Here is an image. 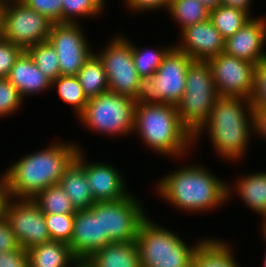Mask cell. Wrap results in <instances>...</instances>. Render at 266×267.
I'll return each mask as SVG.
<instances>
[{"label": "cell", "mask_w": 266, "mask_h": 267, "mask_svg": "<svg viewBox=\"0 0 266 267\" xmlns=\"http://www.w3.org/2000/svg\"><path fill=\"white\" fill-rule=\"evenodd\" d=\"M79 149L73 143H57L18 160L4 173L8 197L32 199L39 191L58 184Z\"/></svg>", "instance_id": "cell-1"}, {"label": "cell", "mask_w": 266, "mask_h": 267, "mask_svg": "<svg viewBox=\"0 0 266 267\" xmlns=\"http://www.w3.org/2000/svg\"><path fill=\"white\" fill-rule=\"evenodd\" d=\"M204 128L208 130L219 156L230 161L241 159L249 145L250 133L254 131L251 101L241 97L219 96L208 119L193 135V141Z\"/></svg>", "instance_id": "cell-2"}, {"label": "cell", "mask_w": 266, "mask_h": 267, "mask_svg": "<svg viewBox=\"0 0 266 267\" xmlns=\"http://www.w3.org/2000/svg\"><path fill=\"white\" fill-rule=\"evenodd\" d=\"M231 187L202 166H186L166 175L158 183V193L176 208L205 211L222 205L229 198Z\"/></svg>", "instance_id": "cell-3"}, {"label": "cell", "mask_w": 266, "mask_h": 267, "mask_svg": "<svg viewBox=\"0 0 266 267\" xmlns=\"http://www.w3.org/2000/svg\"><path fill=\"white\" fill-rule=\"evenodd\" d=\"M133 130L152 151L164 156H183L194 142L173 104L136 103Z\"/></svg>", "instance_id": "cell-4"}, {"label": "cell", "mask_w": 266, "mask_h": 267, "mask_svg": "<svg viewBox=\"0 0 266 267\" xmlns=\"http://www.w3.org/2000/svg\"><path fill=\"white\" fill-rule=\"evenodd\" d=\"M178 235L146 217L140 224L136 243L141 267H192L195 250Z\"/></svg>", "instance_id": "cell-5"}, {"label": "cell", "mask_w": 266, "mask_h": 267, "mask_svg": "<svg viewBox=\"0 0 266 267\" xmlns=\"http://www.w3.org/2000/svg\"><path fill=\"white\" fill-rule=\"evenodd\" d=\"M192 61L173 46L153 75L139 78L136 103L177 105L185 92L186 74Z\"/></svg>", "instance_id": "cell-6"}, {"label": "cell", "mask_w": 266, "mask_h": 267, "mask_svg": "<svg viewBox=\"0 0 266 267\" xmlns=\"http://www.w3.org/2000/svg\"><path fill=\"white\" fill-rule=\"evenodd\" d=\"M218 97L209 63L193 60L186 74L185 92L176 105L181 123L192 135L208 119Z\"/></svg>", "instance_id": "cell-7"}, {"label": "cell", "mask_w": 266, "mask_h": 267, "mask_svg": "<svg viewBox=\"0 0 266 267\" xmlns=\"http://www.w3.org/2000/svg\"><path fill=\"white\" fill-rule=\"evenodd\" d=\"M136 101L128 96L105 92L91 97L78 117L81 124L103 134L134 133Z\"/></svg>", "instance_id": "cell-8"}, {"label": "cell", "mask_w": 266, "mask_h": 267, "mask_svg": "<svg viewBox=\"0 0 266 267\" xmlns=\"http://www.w3.org/2000/svg\"><path fill=\"white\" fill-rule=\"evenodd\" d=\"M0 20L1 37L24 51L46 42L54 24L20 0H0Z\"/></svg>", "instance_id": "cell-9"}, {"label": "cell", "mask_w": 266, "mask_h": 267, "mask_svg": "<svg viewBox=\"0 0 266 267\" xmlns=\"http://www.w3.org/2000/svg\"><path fill=\"white\" fill-rule=\"evenodd\" d=\"M96 55L104 65L109 91L135 100L140 76L135 69L132 43L120 35Z\"/></svg>", "instance_id": "cell-10"}, {"label": "cell", "mask_w": 266, "mask_h": 267, "mask_svg": "<svg viewBox=\"0 0 266 267\" xmlns=\"http://www.w3.org/2000/svg\"><path fill=\"white\" fill-rule=\"evenodd\" d=\"M13 200L11 197L7 199L3 216L20 247L28 250L32 246L51 241L45 214L37 204L28 198H19V201H14V203Z\"/></svg>", "instance_id": "cell-11"}, {"label": "cell", "mask_w": 266, "mask_h": 267, "mask_svg": "<svg viewBox=\"0 0 266 267\" xmlns=\"http://www.w3.org/2000/svg\"><path fill=\"white\" fill-rule=\"evenodd\" d=\"M140 203L130 194L119 201L101 202L102 235L111 243L136 241L139 226L147 216Z\"/></svg>", "instance_id": "cell-12"}, {"label": "cell", "mask_w": 266, "mask_h": 267, "mask_svg": "<svg viewBox=\"0 0 266 267\" xmlns=\"http://www.w3.org/2000/svg\"><path fill=\"white\" fill-rule=\"evenodd\" d=\"M219 96L250 98L256 64L225 52L207 60Z\"/></svg>", "instance_id": "cell-13"}, {"label": "cell", "mask_w": 266, "mask_h": 267, "mask_svg": "<svg viewBox=\"0 0 266 267\" xmlns=\"http://www.w3.org/2000/svg\"><path fill=\"white\" fill-rule=\"evenodd\" d=\"M59 58L60 75L77 76L93 54L83 30L75 23H54L47 40Z\"/></svg>", "instance_id": "cell-14"}, {"label": "cell", "mask_w": 266, "mask_h": 267, "mask_svg": "<svg viewBox=\"0 0 266 267\" xmlns=\"http://www.w3.org/2000/svg\"><path fill=\"white\" fill-rule=\"evenodd\" d=\"M110 243L107 237L102 235L101 202H95L87 210L76 211L69 246L73 256L80 263Z\"/></svg>", "instance_id": "cell-15"}, {"label": "cell", "mask_w": 266, "mask_h": 267, "mask_svg": "<svg viewBox=\"0 0 266 267\" xmlns=\"http://www.w3.org/2000/svg\"><path fill=\"white\" fill-rule=\"evenodd\" d=\"M79 149L75 160L84 168L95 202L119 201L129 195L123 177L112 165L84 161ZM89 163V164H88Z\"/></svg>", "instance_id": "cell-16"}, {"label": "cell", "mask_w": 266, "mask_h": 267, "mask_svg": "<svg viewBox=\"0 0 266 267\" xmlns=\"http://www.w3.org/2000/svg\"><path fill=\"white\" fill-rule=\"evenodd\" d=\"M182 44L174 45L193 60L207 61L224 52L225 39L210 19L181 30Z\"/></svg>", "instance_id": "cell-17"}, {"label": "cell", "mask_w": 266, "mask_h": 267, "mask_svg": "<svg viewBox=\"0 0 266 267\" xmlns=\"http://www.w3.org/2000/svg\"><path fill=\"white\" fill-rule=\"evenodd\" d=\"M266 42V21L252 18L234 35L225 39L224 52L236 58L257 64L266 60L264 43Z\"/></svg>", "instance_id": "cell-18"}, {"label": "cell", "mask_w": 266, "mask_h": 267, "mask_svg": "<svg viewBox=\"0 0 266 267\" xmlns=\"http://www.w3.org/2000/svg\"><path fill=\"white\" fill-rule=\"evenodd\" d=\"M7 79L23 98L52 87V81L37 67L27 51L16 59Z\"/></svg>", "instance_id": "cell-19"}, {"label": "cell", "mask_w": 266, "mask_h": 267, "mask_svg": "<svg viewBox=\"0 0 266 267\" xmlns=\"http://www.w3.org/2000/svg\"><path fill=\"white\" fill-rule=\"evenodd\" d=\"M83 264L87 267H141L136 241L107 244L92 254Z\"/></svg>", "instance_id": "cell-20"}, {"label": "cell", "mask_w": 266, "mask_h": 267, "mask_svg": "<svg viewBox=\"0 0 266 267\" xmlns=\"http://www.w3.org/2000/svg\"><path fill=\"white\" fill-rule=\"evenodd\" d=\"M58 184L76 211L87 210L95 203L85 170L75 159L65 169Z\"/></svg>", "instance_id": "cell-21"}, {"label": "cell", "mask_w": 266, "mask_h": 267, "mask_svg": "<svg viewBox=\"0 0 266 267\" xmlns=\"http://www.w3.org/2000/svg\"><path fill=\"white\" fill-rule=\"evenodd\" d=\"M29 267H69L80 262L73 256L70 246L64 242L49 241L27 250Z\"/></svg>", "instance_id": "cell-22"}, {"label": "cell", "mask_w": 266, "mask_h": 267, "mask_svg": "<svg viewBox=\"0 0 266 267\" xmlns=\"http://www.w3.org/2000/svg\"><path fill=\"white\" fill-rule=\"evenodd\" d=\"M231 250L223 241L204 239L195 250L192 267H239Z\"/></svg>", "instance_id": "cell-23"}, {"label": "cell", "mask_w": 266, "mask_h": 267, "mask_svg": "<svg viewBox=\"0 0 266 267\" xmlns=\"http://www.w3.org/2000/svg\"><path fill=\"white\" fill-rule=\"evenodd\" d=\"M248 207L266 218V172L238 178L235 188Z\"/></svg>", "instance_id": "cell-24"}, {"label": "cell", "mask_w": 266, "mask_h": 267, "mask_svg": "<svg viewBox=\"0 0 266 267\" xmlns=\"http://www.w3.org/2000/svg\"><path fill=\"white\" fill-rule=\"evenodd\" d=\"M77 77L88 99L109 91L104 65L95 53L85 62Z\"/></svg>", "instance_id": "cell-25"}, {"label": "cell", "mask_w": 266, "mask_h": 267, "mask_svg": "<svg viewBox=\"0 0 266 267\" xmlns=\"http://www.w3.org/2000/svg\"><path fill=\"white\" fill-rule=\"evenodd\" d=\"M252 18L251 15L240 9L230 8L223 5L210 10L209 16L214 27L220 32L224 39L234 35Z\"/></svg>", "instance_id": "cell-26"}, {"label": "cell", "mask_w": 266, "mask_h": 267, "mask_svg": "<svg viewBox=\"0 0 266 267\" xmlns=\"http://www.w3.org/2000/svg\"><path fill=\"white\" fill-rule=\"evenodd\" d=\"M32 200L44 214H75L76 209L59 184L39 191Z\"/></svg>", "instance_id": "cell-27"}, {"label": "cell", "mask_w": 266, "mask_h": 267, "mask_svg": "<svg viewBox=\"0 0 266 267\" xmlns=\"http://www.w3.org/2000/svg\"><path fill=\"white\" fill-rule=\"evenodd\" d=\"M168 12L181 25V30L209 19L210 11L199 0H170Z\"/></svg>", "instance_id": "cell-28"}, {"label": "cell", "mask_w": 266, "mask_h": 267, "mask_svg": "<svg viewBox=\"0 0 266 267\" xmlns=\"http://www.w3.org/2000/svg\"><path fill=\"white\" fill-rule=\"evenodd\" d=\"M51 86L57 88L58 95L62 101L73 106L78 117L83 113L89 99L84 94L77 76L60 75L52 81Z\"/></svg>", "instance_id": "cell-29"}, {"label": "cell", "mask_w": 266, "mask_h": 267, "mask_svg": "<svg viewBox=\"0 0 266 267\" xmlns=\"http://www.w3.org/2000/svg\"><path fill=\"white\" fill-rule=\"evenodd\" d=\"M26 51L37 67L51 81L60 76V66L57 52L48 41L31 46Z\"/></svg>", "instance_id": "cell-30"}, {"label": "cell", "mask_w": 266, "mask_h": 267, "mask_svg": "<svg viewBox=\"0 0 266 267\" xmlns=\"http://www.w3.org/2000/svg\"><path fill=\"white\" fill-rule=\"evenodd\" d=\"M172 47L173 45L164 49L150 51L147 49L143 50L136 48V46H133L132 44L133 60L138 75L140 77L153 75Z\"/></svg>", "instance_id": "cell-31"}, {"label": "cell", "mask_w": 266, "mask_h": 267, "mask_svg": "<svg viewBox=\"0 0 266 267\" xmlns=\"http://www.w3.org/2000/svg\"><path fill=\"white\" fill-rule=\"evenodd\" d=\"M103 8L104 0H62V23H75L74 16H96Z\"/></svg>", "instance_id": "cell-32"}, {"label": "cell", "mask_w": 266, "mask_h": 267, "mask_svg": "<svg viewBox=\"0 0 266 267\" xmlns=\"http://www.w3.org/2000/svg\"><path fill=\"white\" fill-rule=\"evenodd\" d=\"M75 214H45L51 240L70 244Z\"/></svg>", "instance_id": "cell-33"}, {"label": "cell", "mask_w": 266, "mask_h": 267, "mask_svg": "<svg viewBox=\"0 0 266 267\" xmlns=\"http://www.w3.org/2000/svg\"><path fill=\"white\" fill-rule=\"evenodd\" d=\"M23 97L7 79L0 78V117L13 114L20 109Z\"/></svg>", "instance_id": "cell-34"}, {"label": "cell", "mask_w": 266, "mask_h": 267, "mask_svg": "<svg viewBox=\"0 0 266 267\" xmlns=\"http://www.w3.org/2000/svg\"><path fill=\"white\" fill-rule=\"evenodd\" d=\"M255 109H266V60L255 66L254 84L249 98Z\"/></svg>", "instance_id": "cell-35"}, {"label": "cell", "mask_w": 266, "mask_h": 267, "mask_svg": "<svg viewBox=\"0 0 266 267\" xmlns=\"http://www.w3.org/2000/svg\"><path fill=\"white\" fill-rule=\"evenodd\" d=\"M28 7L43 14L53 23L62 22V0H20Z\"/></svg>", "instance_id": "cell-36"}, {"label": "cell", "mask_w": 266, "mask_h": 267, "mask_svg": "<svg viewBox=\"0 0 266 267\" xmlns=\"http://www.w3.org/2000/svg\"><path fill=\"white\" fill-rule=\"evenodd\" d=\"M23 51L11 41L0 38V78H7L16 59Z\"/></svg>", "instance_id": "cell-37"}, {"label": "cell", "mask_w": 266, "mask_h": 267, "mask_svg": "<svg viewBox=\"0 0 266 267\" xmlns=\"http://www.w3.org/2000/svg\"><path fill=\"white\" fill-rule=\"evenodd\" d=\"M0 267H29L27 249L0 251Z\"/></svg>", "instance_id": "cell-38"}, {"label": "cell", "mask_w": 266, "mask_h": 267, "mask_svg": "<svg viewBox=\"0 0 266 267\" xmlns=\"http://www.w3.org/2000/svg\"><path fill=\"white\" fill-rule=\"evenodd\" d=\"M20 248L12 229L4 216L0 217V251H13Z\"/></svg>", "instance_id": "cell-39"}, {"label": "cell", "mask_w": 266, "mask_h": 267, "mask_svg": "<svg viewBox=\"0 0 266 267\" xmlns=\"http://www.w3.org/2000/svg\"><path fill=\"white\" fill-rule=\"evenodd\" d=\"M129 9L133 11H150L154 9H161L162 7L167 8L170 0H125Z\"/></svg>", "instance_id": "cell-40"}, {"label": "cell", "mask_w": 266, "mask_h": 267, "mask_svg": "<svg viewBox=\"0 0 266 267\" xmlns=\"http://www.w3.org/2000/svg\"><path fill=\"white\" fill-rule=\"evenodd\" d=\"M253 128V132L266 139V109L253 108Z\"/></svg>", "instance_id": "cell-41"}, {"label": "cell", "mask_w": 266, "mask_h": 267, "mask_svg": "<svg viewBox=\"0 0 266 267\" xmlns=\"http://www.w3.org/2000/svg\"><path fill=\"white\" fill-rule=\"evenodd\" d=\"M252 0H221L223 6L240 9L250 15V2Z\"/></svg>", "instance_id": "cell-42"}, {"label": "cell", "mask_w": 266, "mask_h": 267, "mask_svg": "<svg viewBox=\"0 0 266 267\" xmlns=\"http://www.w3.org/2000/svg\"><path fill=\"white\" fill-rule=\"evenodd\" d=\"M8 198L6 178L2 174V177H0V217L4 214V207Z\"/></svg>", "instance_id": "cell-43"}, {"label": "cell", "mask_w": 266, "mask_h": 267, "mask_svg": "<svg viewBox=\"0 0 266 267\" xmlns=\"http://www.w3.org/2000/svg\"><path fill=\"white\" fill-rule=\"evenodd\" d=\"M209 11L222 5L221 0H199Z\"/></svg>", "instance_id": "cell-44"}, {"label": "cell", "mask_w": 266, "mask_h": 267, "mask_svg": "<svg viewBox=\"0 0 266 267\" xmlns=\"http://www.w3.org/2000/svg\"><path fill=\"white\" fill-rule=\"evenodd\" d=\"M264 219H265V220L263 221V222H264V223H263V224H264V225H263L264 228H263L262 230H263L264 238H265V241H266V218H264Z\"/></svg>", "instance_id": "cell-45"}, {"label": "cell", "mask_w": 266, "mask_h": 267, "mask_svg": "<svg viewBox=\"0 0 266 267\" xmlns=\"http://www.w3.org/2000/svg\"><path fill=\"white\" fill-rule=\"evenodd\" d=\"M74 267H87L86 265H84L83 263H79L77 266Z\"/></svg>", "instance_id": "cell-46"}, {"label": "cell", "mask_w": 266, "mask_h": 267, "mask_svg": "<svg viewBox=\"0 0 266 267\" xmlns=\"http://www.w3.org/2000/svg\"><path fill=\"white\" fill-rule=\"evenodd\" d=\"M264 267H266V256L264 257Z\"/></svg>", "instance_id": "cell-47"}, {"label": "cell", "mask_w": 266, "mask_h": 267, "mask_svg": "<svg viewBox=\"0 0 266 267\" xmlns=\"http://www.w3.org/2000/svg\"><path fill=\"white\" fill-rule=\"evenodd\" d=\"M0 38H1V20H0Z\"/></svg>", "instance_id": "cell-48"}]
</instances>
